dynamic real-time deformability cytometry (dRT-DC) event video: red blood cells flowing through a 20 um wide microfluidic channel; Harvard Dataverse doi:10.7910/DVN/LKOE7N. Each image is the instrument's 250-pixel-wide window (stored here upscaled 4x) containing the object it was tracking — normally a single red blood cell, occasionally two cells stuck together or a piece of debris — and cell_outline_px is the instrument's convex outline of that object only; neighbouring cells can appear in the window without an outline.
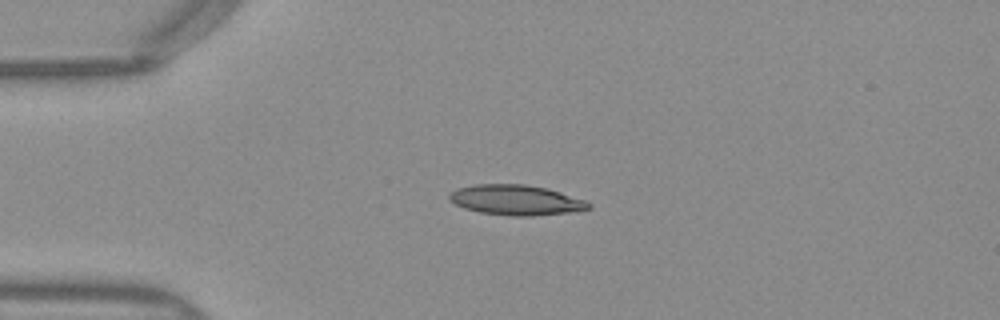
{"species": "Egyptian fruit bat (a non-hibernating species)", "species_latin": "Rousettus aegyptiacus", "temperature_condition": "warm", "stored_images_in_passage": 39, "camera_frame_rate_fps": 3000, "um_per_image_px": 0.085, "frame": {"image": 1, "passage_image": 1, "time_ms": 0.0, "image_size_px": [1000, 320], "cell_outline_px": [[592, 208], [568, 212], [532, 216], [512, 216], [480, 212], [464, 208], [448, 200], [448, 196], [456, 188], [476, 184], [524, 184], [548, 188], [584, 200], [592, 204]], "centroid_in_image_um": [43.84, 17.0], "position_along_channel_um": 41.2, "area_um2": 24.45}}
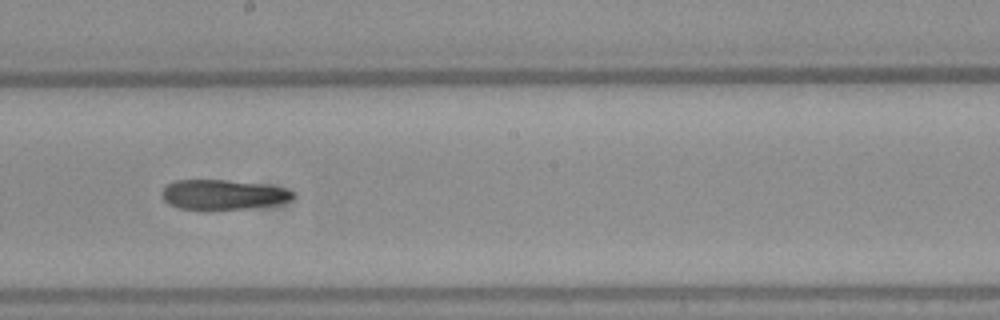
{"frame": {"image": 2, "passage_image": 17, "time_ms": 5.333, "image_size_px": [1000, 320], "cell_outline_px": [[296, 196], [288, 200], [276, 204], [244, 208], [180, 208], [168, 204], [164, 200], [160, 192], [168, 184], [176, 180], [224, 180], [260, 184], [284, 188], [296, 192]], "centroid_in_image_um": [18.94, 16.52], "position_along_channel_um": 229.3, "area_um2": 22.25}}
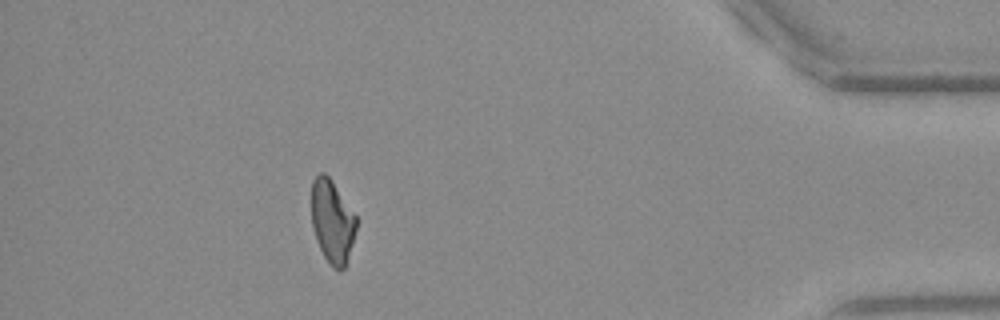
{"frame": {"image": 3, "passage_image": 34, "time_ms": 11.0, "image_size_px": [1000, 320], "cell_outline_px": [[356, 228], [352, 244], [344, 268], [340, 272], [332, 268], [324, 256], [316, 240], [312, 228], [312, 180], [320, 172], [324, 172], [328, 176], [356, 216]], "centroid_in_image_um": [28.22, 18.85], "position_along_channel_um": 407.0, "area_um2": 21.44}, "authors_computed_cell_mechanics": {"area_um2": 23.0622, "velocity_mm_per_s": 4.0217, "shape_relaxation_time_tau1_ms": 9.5233, "shape_relaxation_time_tau2_ms": 7.3049, "deformation_change_tau1": 0.2615, "deformation_change_tau2": 0.1983}}